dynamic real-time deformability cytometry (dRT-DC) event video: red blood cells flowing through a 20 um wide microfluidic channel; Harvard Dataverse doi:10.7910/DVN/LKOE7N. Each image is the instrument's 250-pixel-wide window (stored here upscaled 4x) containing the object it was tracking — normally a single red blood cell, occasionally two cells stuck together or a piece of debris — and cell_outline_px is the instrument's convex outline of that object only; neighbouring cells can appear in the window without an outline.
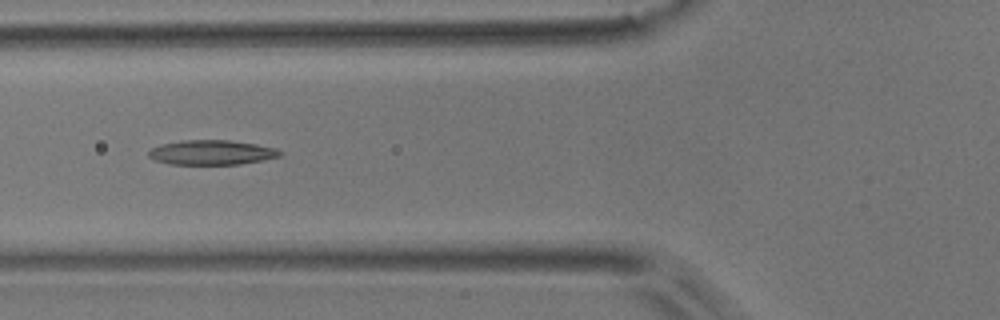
{"species": "common noctule bat (a hibernating species)", "species_latin": "Nyctalus noctula", "temperature_condition": "room temperature", "stored_images_in_passage": 14, "camera_frame_rate_fps": 3000, "um_per_image_px": 0.085, "animal": {"sex": "male", "body_mass_g": 17.9}, "frame": {"image": 1, "passage_image": 5, "time_ms": 1.333, "image_size_px": [1000, 320], "cell_outline_px": [[284, 152], [280, 156], [264, 160], [240, 164], [172, 164], [156, 160], [148, 156], [148, 152], [152, 148], [160, 144], [184, 140], [228, 140], [256, 144], [276, 148]], "centroid_in_image_um": [18.02, 12.95], "position_along_channel_um": 107.8, "area_um2": 18.84}}
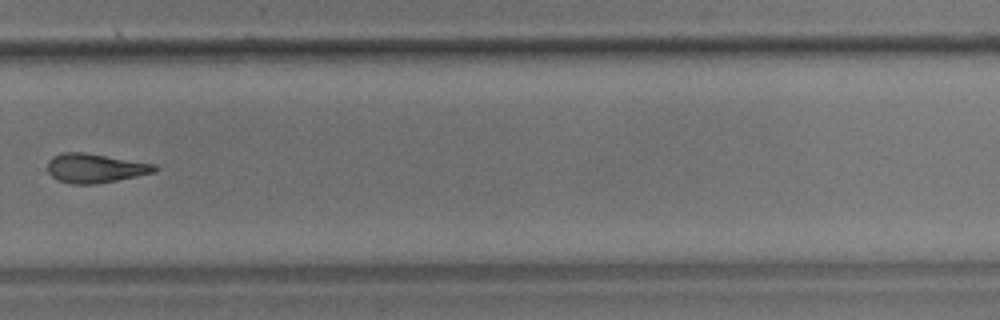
{"frame": {"image": 2, "passage_image": 10, "time_ms": 3.0, "image_size_px": [1000, 320], "cell_outline_px": [[160, 168], [156, 172], [96, 184], [72, 184], [60, 180], [52, 176], [48, 172], [48, 160], [52, 156], [64, 152], [84, 152], [156, 164]], "centroid_in_image_um": [8.11, 14.28], "position_along_channel_um": 321.7, "area_um2": 18.21}}
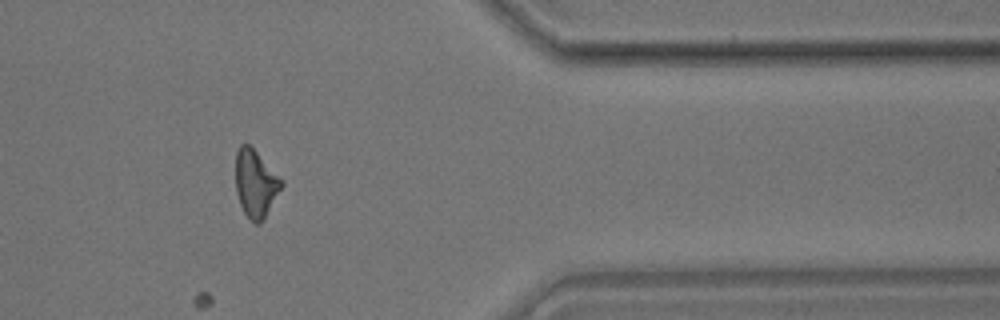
{"frame": {"image": 3, "passage_image": 12, "time_ms": 3.667, "image_size_px": [1000, 320], "cell_outline_px": [[284, 184], [264, 220], [260, 224], [256, 224], [244, 212], [240, 204], [236, 192], [236, 152], [240, 144], [248, 144], [284, 180]], "centroid_in_image_um": [21.74, 15.62], "position_along_channel_um": 389.7, "area_um2": 17.98}}